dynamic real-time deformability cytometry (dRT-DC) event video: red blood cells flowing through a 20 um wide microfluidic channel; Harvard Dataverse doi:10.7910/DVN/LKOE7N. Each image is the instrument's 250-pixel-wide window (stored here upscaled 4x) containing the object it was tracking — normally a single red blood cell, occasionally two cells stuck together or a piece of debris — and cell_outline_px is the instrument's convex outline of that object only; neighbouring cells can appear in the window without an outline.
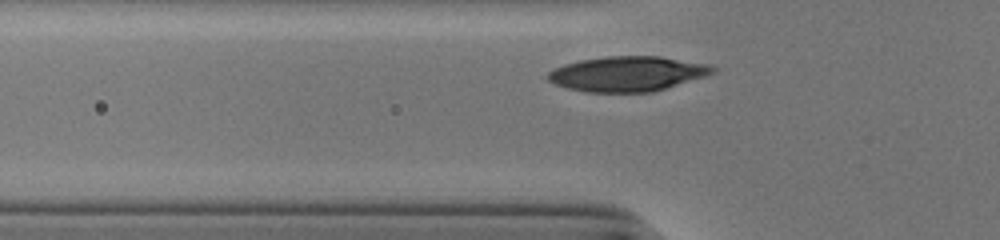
{"species": "human", "species_latin": "Homo sapiens", "temperature_condition": "cold", "stored_images_in_passage": 29, "camera_frame_rate_fps": 3000, "um_per_image_px": 0.085, "donor": {"sex": "male"}, "frame": {"image": 1, "passage_image": 5, "time_ms": 1.333, "image_size_px": [1000, 240], "cell_outline_px": [[712, 68], [708, 72], [700, 76], [664, 88], [644, 92], [592, 92], [572, 88], [556, 84], [548, 80], [548, 72], [556, 68], [568, 64], [584, 60], [612, 56], [656, 56], [696, 64]], "centroid_in_image_um": [53.16, 6.28], "position_along_channel_um": 72.6, "area_um2": 31.44}}
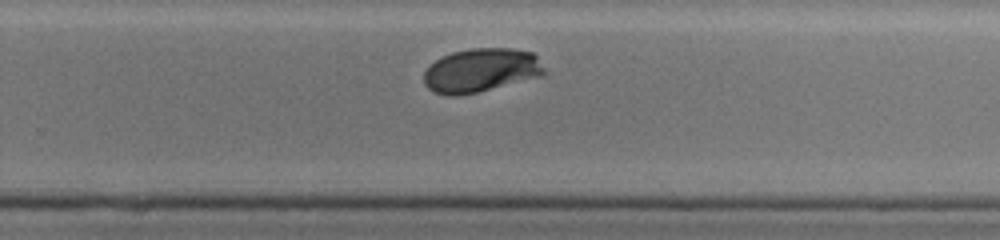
{"frame": {"image": 2, "passage_image": 22, "time_ms": 7.0, "image_size_px": [1000, 240], "cell_outline_px": [[544, 72], [476, 92], [436, 92], [428, 88], [424, 80], [424, 72], [436, 60], [444, 56], [456, 52], [476, 48], [508, 48], [532, 52], [536, 56]], "centroid_in_image_um": [40.83, 5.91], "position_along_channel_um": 289.0, "area_um2": 28.5}}
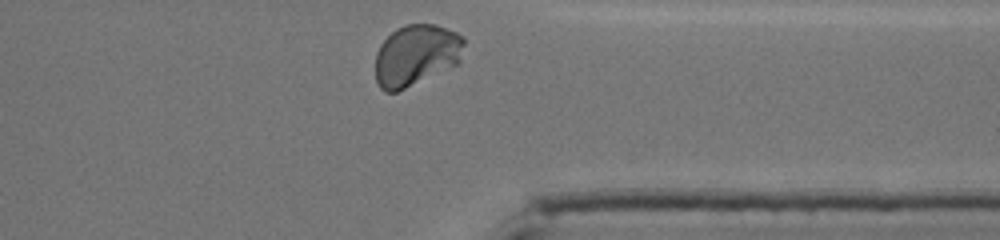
{"frame": {"image": 3, "passage_image": 29, "time_ms": 9.333, "image_size_px": [1000, 240], "cell_outline_px": [[464, 44], [460, 60], [456, 64], [396, 92], [388, 92], [380, 88], [376, 80], [376, 56], [380, 44], [392, 32], [408, 24], [432, 24], [456, 32], [464, 40]], "centroid_in_image_um": [35.35, 4.68], "position_along_channel_um": 376.1, "area_um2": 30.98}, "authors_computed_cell_mechanics": {"area_um2": 29.6514, "velocity_mm_per_s": 3.8304, "shape_relaxation_time_tau1_ms": 2.3058, "shape_relaxation_time_tau2_ms": null, "deformation_change_tau1": 0.1386, "deformation_change_tau2": null}}